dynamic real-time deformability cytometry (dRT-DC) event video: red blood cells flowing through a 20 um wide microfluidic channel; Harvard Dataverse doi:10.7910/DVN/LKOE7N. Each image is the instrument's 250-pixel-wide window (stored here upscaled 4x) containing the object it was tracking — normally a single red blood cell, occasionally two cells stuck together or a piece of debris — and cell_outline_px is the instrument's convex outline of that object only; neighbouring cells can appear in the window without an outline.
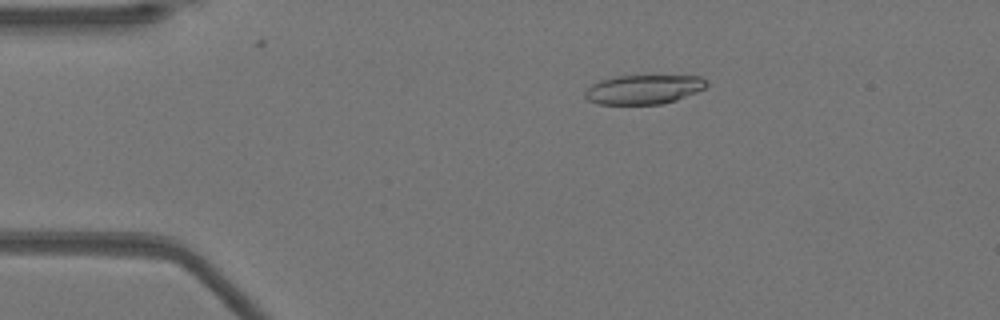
{"species": "Egyptian fruit bat (a non-hibernating species)", "species_latin": "Rousettus aegyptiacus", "temperature_condition": "warm", "stored_images_in_passage": 51, "camera_frame_rate_fps": 3000, "um_per_image_px": 0.085, "animal": {"sex": "female"}, "frame": {"image": 1, "passage_image": 9, "time_ms": 2.667, "image_size_px": [1000, 320], "cell_outline_px": [[708, 84], [704, 88], [696, 92], [676, 100], [660, 104], [600, 104], [588, 100], [584, 96], [584, 92], [592, 84], [600, 80], [616, 76], [700, 76]], "centroid_in_image_um": [54.68, 7.6], "position_along_channel_um": 30.3, "area_um2": 20.52}}
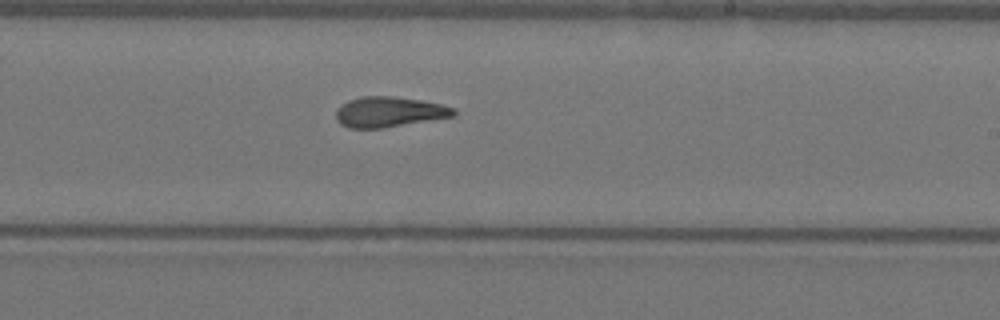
{"frame": {"image": 2, "passage_image": 30, "time_ms": 9.667, "image_size_px": [1000, 320], "cell_outline_px": [[456, 116], [380, 128], [348, 128], [340, 124], [336, 120], [336, 108], [340, 104], [348, 100], [360, 96], [396, 96], [420, 100], [440, 104], [452, 108], [456, 112]], "centroid_in_image_um": [33.01, 9.5], "position_along_channel_um": 256.0, "area_um2": 20.87}}
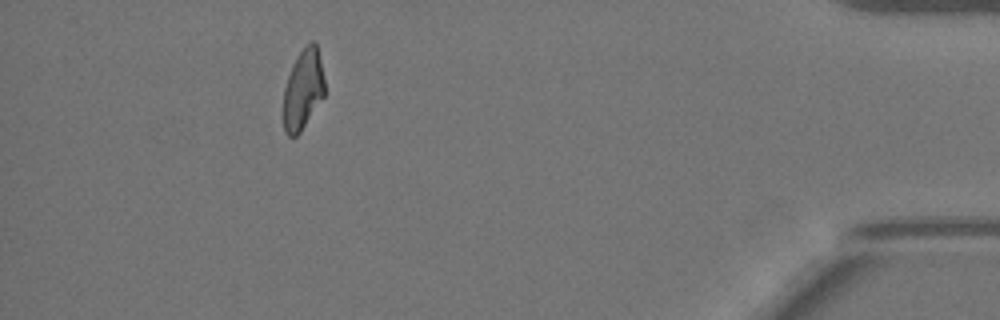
{"frame": {"image": 3, "passage_image": 46, "time_ms": 15.0, "image_size_px": [1000, 320], "cell_outline_px": [[324, 96], [300, 132], [296, 136], [288, 136], [284, 132], [284, 88], [292, 64], [300, 52], [312, 40], [316, 40], [324, 80]], "centroid_in_image_um": [25.76, 7.6], "position_along_channel_um": 409.4, "area_um2": 19.02}, "authors_computed_cell_mechanics": {"area_um2": 21.0392, "velocity_mm_per_s": 3.9631, "shape_relaxation_time_tau1_ms": null, "shape_relaxation_time_tau2_ms": 3.591, "deformation_change_tau1": null, "deformation_change_tau2": 0.1237}}